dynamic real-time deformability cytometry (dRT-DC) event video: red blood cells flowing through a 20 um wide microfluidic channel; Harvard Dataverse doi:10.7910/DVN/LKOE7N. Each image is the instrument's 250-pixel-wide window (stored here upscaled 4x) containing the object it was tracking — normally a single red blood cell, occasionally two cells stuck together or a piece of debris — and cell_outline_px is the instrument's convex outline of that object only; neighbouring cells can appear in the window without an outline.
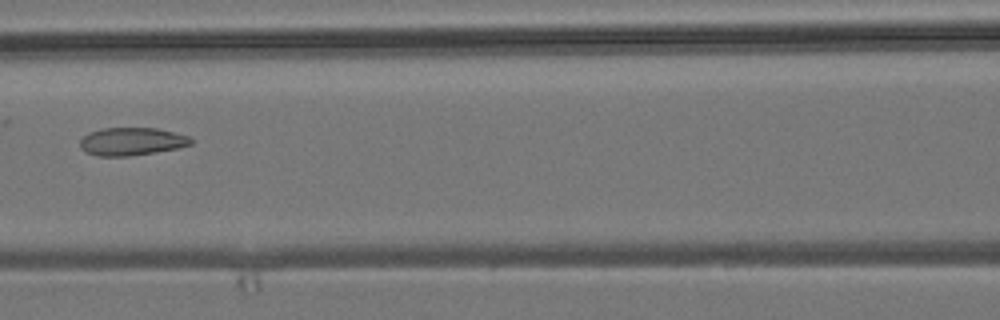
{"species": "common noctule bat (a hibernating species)", "species_latin": "Nyctalus noctula", "temperature_condition": "room temperature", "stored_images_in_passage": 6, "camera_frame_rate_fps": 3000, "um_per_image_px": 0.085, "animal": {"sex": "male", "body_mass_g": 19.2, "forearm_length_mm": 51.8}, "frame": {"image": 1, "passage_image": 6, "time_ms": 6.0, "image_size_px": [1000, 320], "cell_outline_px": [[192, 144], [180, 148], [156, 152], [128, 156], [96, 156], [84, 152], [80, 148], [80, 140], [88, 132], [104, 128], [156, 128], [188, 136], [192, 140]], "centroid_in_image_um": [11.16, 12.03], "position_along_channel_um": 155.4, "area_um2": 18.09}}